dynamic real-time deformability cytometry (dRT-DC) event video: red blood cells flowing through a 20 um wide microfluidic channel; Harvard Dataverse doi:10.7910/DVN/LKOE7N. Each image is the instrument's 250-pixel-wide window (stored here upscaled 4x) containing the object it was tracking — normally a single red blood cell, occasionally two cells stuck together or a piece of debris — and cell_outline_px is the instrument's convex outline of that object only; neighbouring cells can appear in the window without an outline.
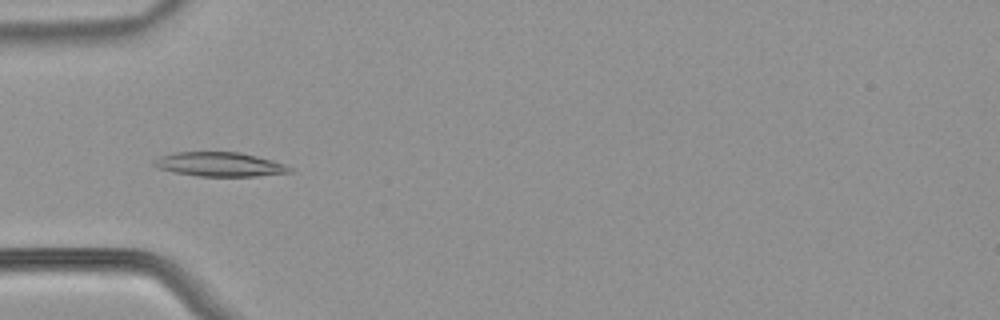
{"species": "common noctule bat (a hibernating species)", "species_latin": "Nyctalus noctula", "temperature_condition": "warm", "stored_images_in_passage": 51, "camera_frame_rate_fps": 3000, "um_per_image_px": 0.085, "animal": {"sex": "male", "body_mass_g": 21.5, "forearm_length_mm": 52.0}, "frame": {"image": 1, "passage_image": 15, "time_ms": 4.667, "image_size_px": [1000, 320], "cell_outline_px": [[292, 172], [256, 176], [196, 176], [172, 172], [160, 168], [152, 164], [152, 160], [156, 156], [172, 152], [240, 152], [272, 160], [284, 164], [292, 168]], "centroid_in_image_um": [18.6, 13.96], "position_along_channel_um": 66.4, "area_um2": 19.31}}
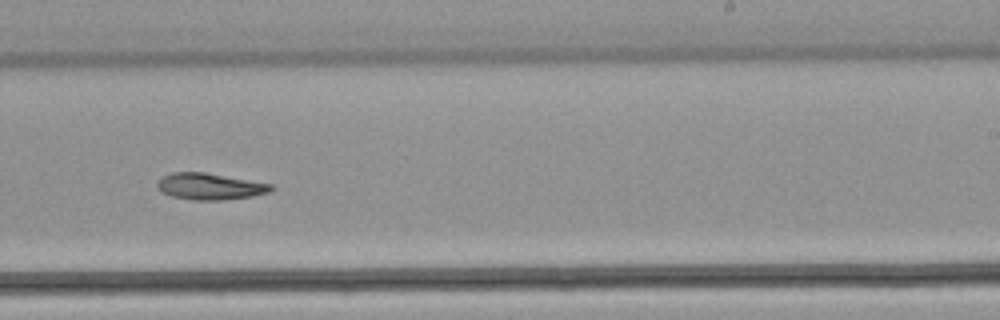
{"frame": {"image": 2, "passage_image": 31, "time_ms": 10.0, "image_size_px": [1000, 320], "cell_outline_px": [[276, 188], [268, 192], [252, 196], [220, 200], [192, 200], [172, 196], [164, 192], [156, 184], [164, 176], [172, 172], [204, 172], [272, 184]], "centroid_in_image_um": [17.88, 15.84], "position_along_channel_um": 271.1, "area_um2": 17.28}}
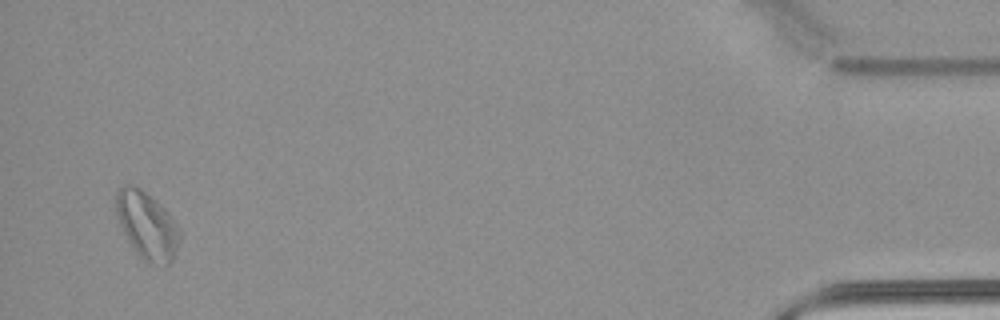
{"frame": {"image": 3, "passage_image": 49, "time_ms": 16.0, "image_size_px": [1000, 320], "cell_outline_px": [[180, 236], [176, 252], [172, 260], [164, 268], [152, 264], [144, 260], [136, 252], [128, 240], [120, 224], [116, 212], [116, 192], [124, 184], [140, 188], [152, 196], [168, 212], [176, 224], [180, 232]], "centroid_in_image_um": [12.51, 19.18], "position_along_channel_um": 422.7, "area_um2": 24.85}, "authors_computed_cell_mechanics": {"area_um2": 18.785, "velocity_mm_per_s": 3.8698, "shape_relaxation_time_tau1_ms": 6.4213, "shape_relaxation_time_tau2_ms": null, "deformation_change_tau1": 0.1256, "deformation_change_tau2": null}}